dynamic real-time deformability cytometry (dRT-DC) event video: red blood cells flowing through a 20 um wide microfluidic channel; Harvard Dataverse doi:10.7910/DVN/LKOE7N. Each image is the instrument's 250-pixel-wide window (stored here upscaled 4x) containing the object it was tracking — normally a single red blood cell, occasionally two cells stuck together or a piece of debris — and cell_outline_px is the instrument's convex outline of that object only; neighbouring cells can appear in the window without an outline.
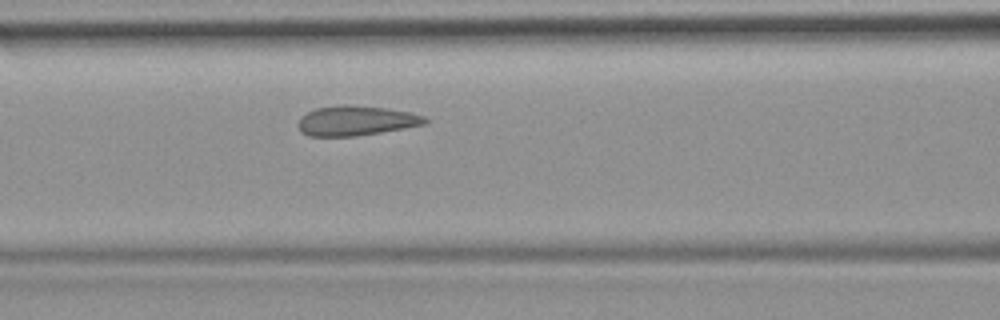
{"species": "common noctule bat (a hibernating species)", "species_latin": "Nyctalus noctula", "temperature_condition": "room temperature", "stored_images_in_passage": 6, "camera_frame_rate_fps": 3000, "um_per_image_px": 0.085, "animal": {"sex": "female", "body_mass_g": 19.9}, "frame": {"image": 1, "passage_image": 6, "time_ms": 6.667, "image_size_px": [1000, 320], "cell_outline_px": [[428, 124], [356, 136], [308, 136], [300, 132], [296, 124], [300, 116], [316, 108], [344, 104], [348, 104], [388, 108], [412, 112], [424, 116], [428, 120]], "centroid_in_image_um": [30.25, 10.25], "position_along_channel_um": 136.3, "area_um2": 22.37}}